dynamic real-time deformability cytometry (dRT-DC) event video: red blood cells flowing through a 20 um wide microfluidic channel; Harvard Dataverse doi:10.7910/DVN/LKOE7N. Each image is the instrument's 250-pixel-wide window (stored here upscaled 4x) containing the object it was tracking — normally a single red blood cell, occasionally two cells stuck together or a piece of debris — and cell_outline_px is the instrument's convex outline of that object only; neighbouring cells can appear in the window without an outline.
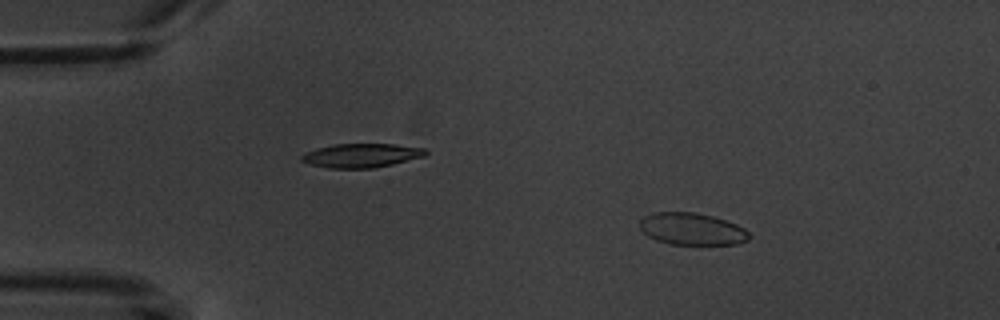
{"species": "common noctule bat (a hibernating species)", "species_latin": "Nyctalus noctula", "temperature_condition": "warm", "stored_images_in_passage": 5, "camera_frame_rate_fps": 3000, "um_per_image_px": 0.085, "animal": {"sex": "male", "body_mass_g": 20.1, "forearm_length_mm": 53.5}, "frame": {"image": 1, "passage_image": 3, "time_ms": 2.0, "image_size_px": [1000, 320], "cell_outline_px": [[752, 236], [748, 240], [736, 244], [672, 244], [656, 240], [648, 236], [640, 228], [640, 220], [644, 216], [652, 212], [692, 212], [712, 216], [736, 224], [744, 228]], "centroid_in_image_um": [58.81, 19.46], "position_along_channel_um": 26.2, "area_um2": 20.35}}
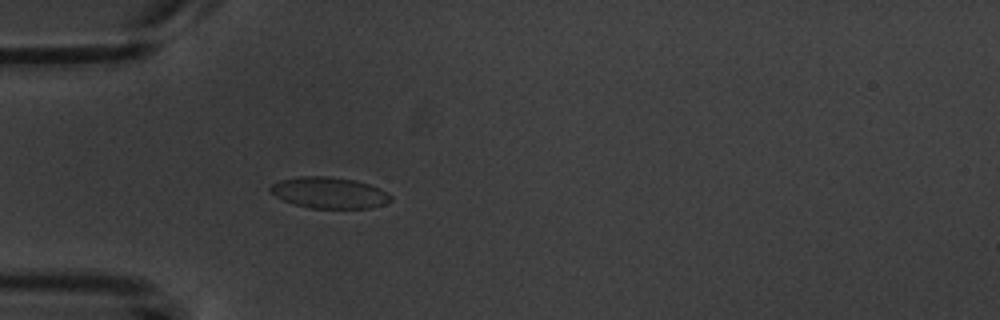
{"frame": {"image": 2, "passage_image": 5, "time_ms": 4.667, "image_size_px": [1000, 320], "cell_outline_px": [[392, 200], [384, 204], [372, 208], [308, 208], [284, 200], [268, 192], [268, 188], [272, 184], [280, 180], [300, 176], [328, 176], [356, 180], [368, 184], [388, 192], [392, 196]], "centroid_in_image_um": [27.98, 16.38], "position_along_channel_um": 57.0, "area_um2": 21.96}}